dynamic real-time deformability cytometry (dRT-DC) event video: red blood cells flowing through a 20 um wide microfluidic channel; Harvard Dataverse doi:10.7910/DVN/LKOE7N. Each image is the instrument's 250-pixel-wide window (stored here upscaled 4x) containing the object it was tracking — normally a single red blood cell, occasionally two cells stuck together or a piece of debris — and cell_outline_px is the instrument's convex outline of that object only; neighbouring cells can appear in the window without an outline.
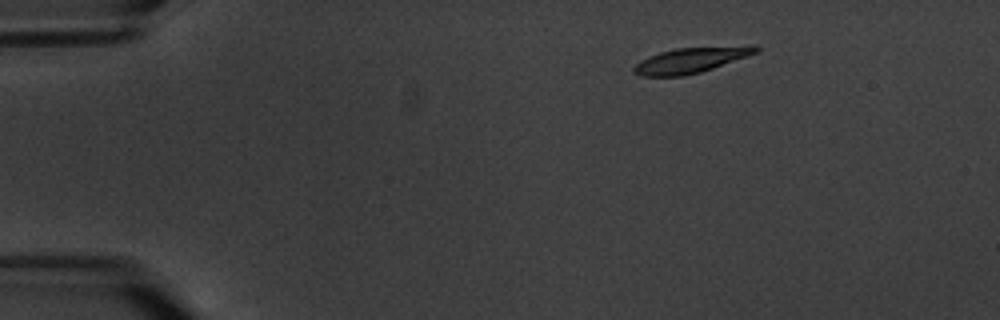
{"species": "common noctule bat (a hibernating species)", "species_latin": "Nyctalus noctula", "temperature_condition": "warm", "stored_images_in_passage": 5, "camera_frame_rate_fps": 3000, "um_per_image_px": 0.085, "animal": {"sex": "male", "body_mass_g": 20.1, "forearm_length_mm": 53.5}, "frame": {"image": 1, "passage_image": 2, "time_ms": 1.333, "image_size_px": [1000, 320], "cell_outline_px": [[760, 48], [756, 52], [748, 56], [700, 72], [684, 76], [640, 76], [632, 72], [632, 68], [640, 60], [648, 56], [660, 52], [676, 48], [748, 44], [756, 44]], "centroid_in_image_um": [58.75, 5.09], "position_along_channel_um": 26.2, "area_um2": 18.44}}
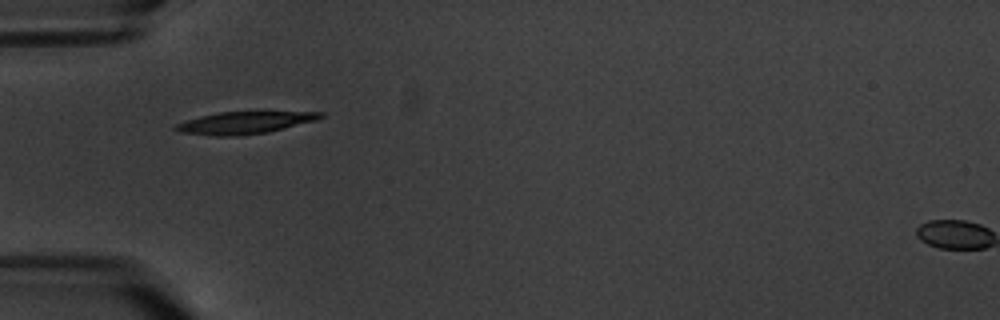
{"frame": {"image": 2, "passage_image": 5, "time_ms": 4.667, "image_size_px": [1000, 320], "cell_outline_px": [[324, 116], [316, 120], [268, 132], [236, 136], [216, 136], [180, 132], [172, 128], [176, 124], [184, 120], [200, 116], [220, 112], [260, 108], [324, 112]], "centroid_in_image_um": [20.9, 10.36], "position_along_channel_um": 64.1, "area_um2": 20.06}}